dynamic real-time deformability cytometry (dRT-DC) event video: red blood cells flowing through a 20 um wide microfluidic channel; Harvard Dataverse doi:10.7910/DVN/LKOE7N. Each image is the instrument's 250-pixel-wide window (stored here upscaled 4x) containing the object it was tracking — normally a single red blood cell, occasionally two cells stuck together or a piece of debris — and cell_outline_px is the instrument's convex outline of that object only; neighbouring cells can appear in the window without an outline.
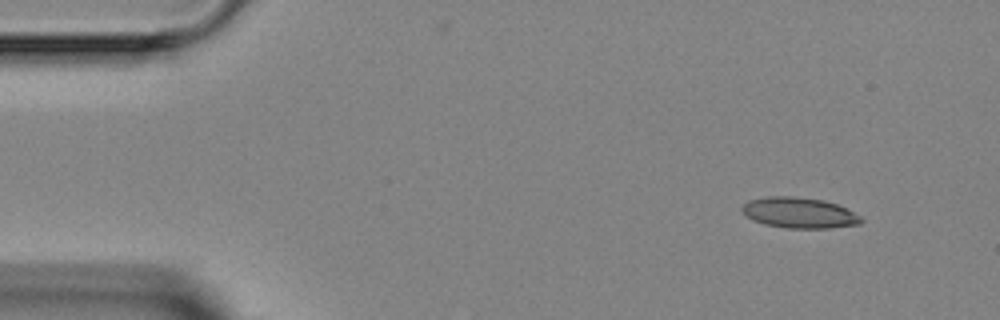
{"species": "Egyptian fruit bat (a non-hibernating species)", "species_latin": "Rousettus aegyptiacus", "temperature_condition": "room temperature", "stored_images_in_passage": 4, "segment_of_instrument_passage": [1, 2], "camera_frame_rate_fps": 3000, "um_per_image_px": 0.085, "animal": {"sex": "female"}, "frame": {"image": 1, "passage_image": 1, "time_ms": 0.0, "image_size_px": [1000, 320], "cell_outline_px": [[864, 220], [860, 224], [832, 228], [788, 228], [764, 224], [752, 220], [740, 208], [748, 200], [768, 196], [792, 196], [824, 200], [836, 204], [860, 216]], "centroid_in_image_um": [67.93, 18.09], "position_along_channel_um": 17.1, "area_um2": 21.21}}
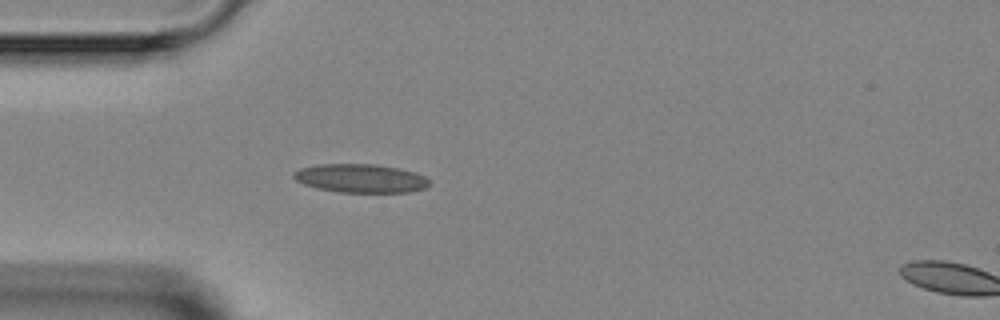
{"frame": {"image": 2, "passage_image": 3, "time_ms": 3.0, "image_size_px": [1000, 320], "cell_outline_px": [[432, 184], [428, 188], [412, 192], [340, 192], [316, 188], [304, 184], [296, 180], [292, 176], [292, 172], [300, 168], [320, 164], [376, 164], [400, 168], [416, 172], [424, 176]], "centroid_in_image_um": [30.69, 15.16], "position_along_channel_um": 54.3, "area_um2": 22.89}}